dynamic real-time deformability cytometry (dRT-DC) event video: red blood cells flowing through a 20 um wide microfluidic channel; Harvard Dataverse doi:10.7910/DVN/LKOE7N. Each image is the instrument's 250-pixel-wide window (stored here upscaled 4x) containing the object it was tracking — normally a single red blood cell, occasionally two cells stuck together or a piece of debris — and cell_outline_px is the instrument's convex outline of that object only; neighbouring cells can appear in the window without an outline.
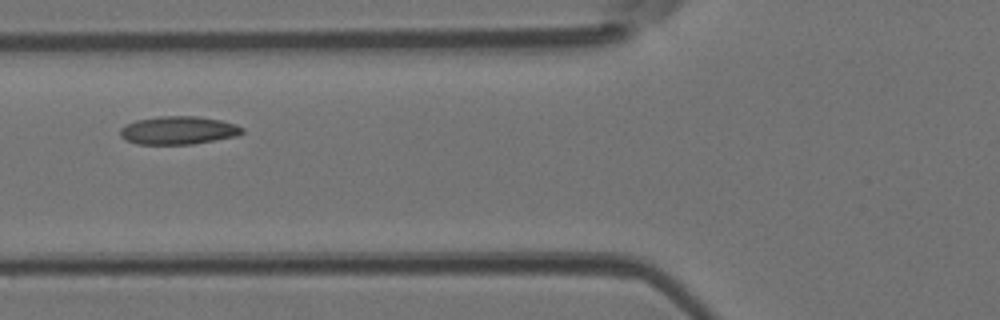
{"species": "Egyptian fruit bat (a non-hibernating species)", "species_latin": "Rousettus aegyptiacus", "temperature_condition": "room temperature", "stored_images_in_passage": 4, "camera_frame_rate_fps": 3000, "um_per_image_px": 0.085, "animal": {"sex": "female"}, "frame": {"image": 1, "passage_image": 2, "time_ms": 0.333, "image_size_px": [1000, 320], "cell_outline_px": [[244, 132], [236, 136], [192, 144], [136, 144], [120, 136], [120, 128], [124, 124], [136, 120], [160, 116], [196, 116], [220, 120], [236, 124], [244, 128]], "centroid_in_image_um": [15.15, 11.07], "position_along_channel_um": 110.7, "area_um2": 20.0}}
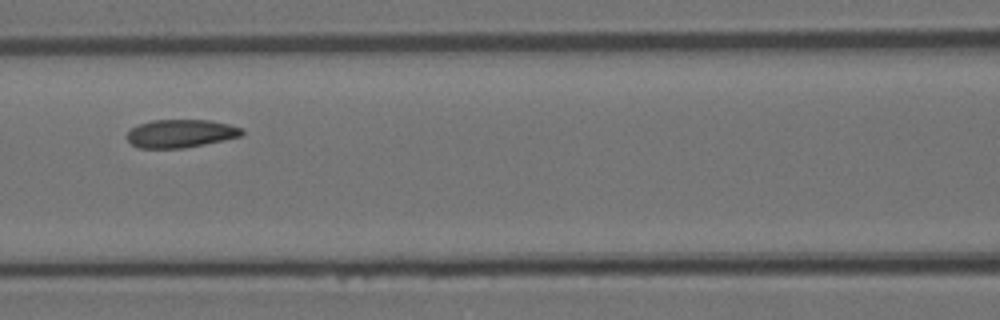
{"frame": {"image": 2, "passage_image": 3, "time_ms": 0.667, "image_size_px": [1000, 320], "cell_outline_px": [[244, 132], [240, 136], [224, 140], [184, 148], [140, 148], [132, 144], [124, 136], [132, 128], [140, 124], [152, 120], [212, 120], [228, 124], [240, 128]], "centroid_in_image_um": [15.33, 11.35], "position_along_channel_um": 151.3, "area_um2": 18.73}}
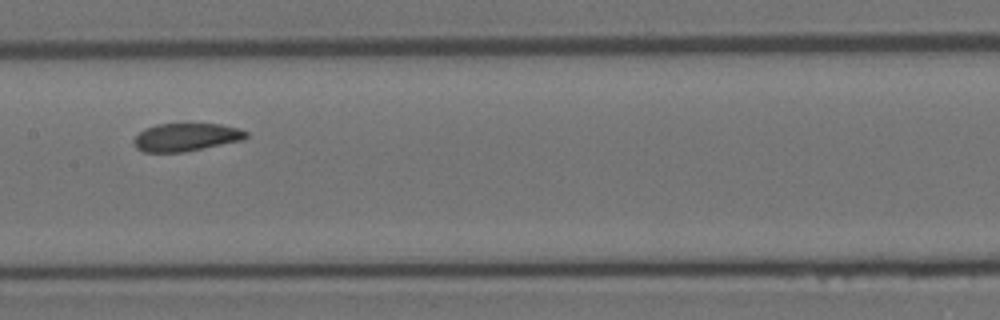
{"frame": {"image": 3, "passage_image": 4, "time_ms": 1.0, "image_size_px": [1000, 320], "cell_outline_px": [[248, 136], [244, 140], [184, 152], [144, 152], [136, 148], [132, 140], [144, 128], [156, 124], [220, 124], [236, 128], [248, 132]], "centroid_in_image_um": [15.8, 11.66], "position_along_channel_um": 191.6, "area_um2": 18.32}}